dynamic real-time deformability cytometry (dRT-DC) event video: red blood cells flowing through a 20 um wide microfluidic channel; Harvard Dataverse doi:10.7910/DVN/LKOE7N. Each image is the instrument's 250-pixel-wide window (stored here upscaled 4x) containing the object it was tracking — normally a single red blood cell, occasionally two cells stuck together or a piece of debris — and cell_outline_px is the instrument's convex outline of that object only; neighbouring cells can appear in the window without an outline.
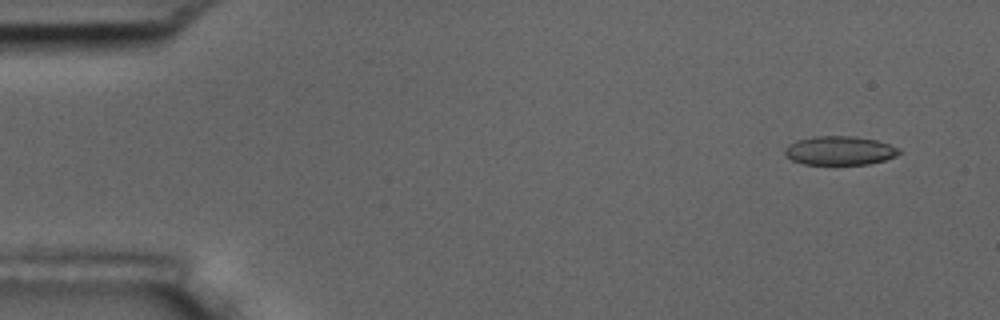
{"species": "common noctule bat (a hibernating species)", "species_latin": "Nyctalus noctula", "temperature_condition": "room temperature", "stored_images_in_passage": 54, "camera_frame_rate_fps": 3000, "um_per_image_px": 0.085, "animal": {"sex": "male", "body_mass_g": 17.5, "forearm_length_mm": 52.3}, "frame": {"image": 1, "passage_image": 3, "time_ms": 0.667, "image_size_px": [1000, 320], "cell_outline_px": [[900, 152], [896, 156], [884, 160], [868, 164], [804, 164], [792, 160], [784, 156], [784, 148], [788, 144], [796, 140], [812, 136], [856, 136], [876, 140], [900, 148]], "centroid_in_image_um": [71.33, 12.79], "position_along_channel_um": 13.7, "area_um2": 19.36}}
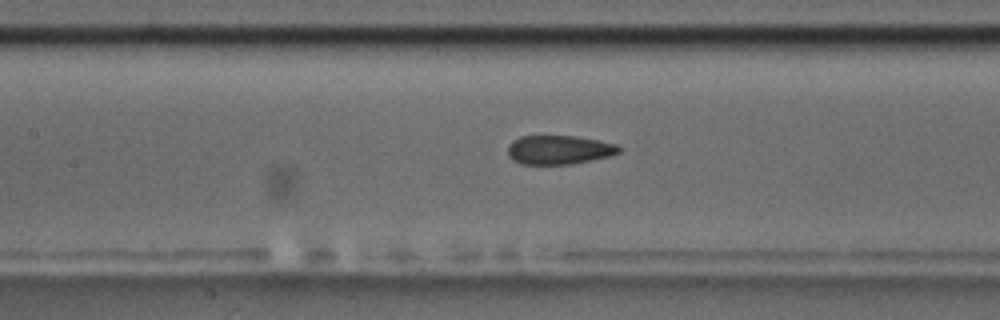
{"frame": {"image": 2, "passage_image": 24, "time_ms": 7.667, "image_size_px": [1000, 320], "cell_outline_px": [[620, 152], [608, 156], [592, 160], [572, 164], [520, 164], [512, 160], [508, 156], [508, 144], [512, 140], [520, 136], [544, 132], [576, 136], [620, 144]], "centroid_in_image_um": [47.46, 12.68], "position_along_channel_um": 159.9, "area_um2": 19.77}}
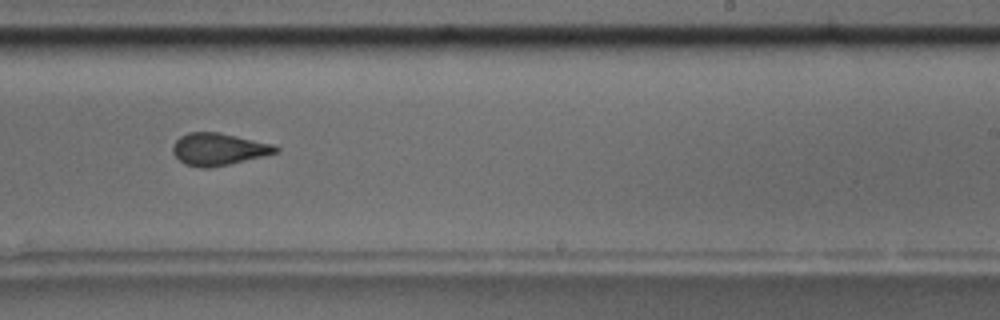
{"frame": {"image": 3, "passage_image": 33, "time_ms": 10.667, "image_size_px": [1000, 320], "cell_outline_px": [[280, 152], [228, 164], [208, 168], [200, 168], [184, 164], [172, 152], [172, 148], [176, 140], [180, 136], [188, 132], [216, 132], [276, 144], [280, 148]], "centroid_in_image_um": [18.59, 12.68], "position_along_channel_um": 270.4, "area_um2": 19.31}, "authors_computed_cell_mechanics": {"area_um2": 19.7965, "velocity_mm_per_s": 3.7048, "shape_relaxation_time_tau1_ms": 7.9357, "shape_relaxation_time_tau2_ms": 1.48, "deformation_change_tau1": 0.1635, "deformation_change_tau2": 0.0852}}